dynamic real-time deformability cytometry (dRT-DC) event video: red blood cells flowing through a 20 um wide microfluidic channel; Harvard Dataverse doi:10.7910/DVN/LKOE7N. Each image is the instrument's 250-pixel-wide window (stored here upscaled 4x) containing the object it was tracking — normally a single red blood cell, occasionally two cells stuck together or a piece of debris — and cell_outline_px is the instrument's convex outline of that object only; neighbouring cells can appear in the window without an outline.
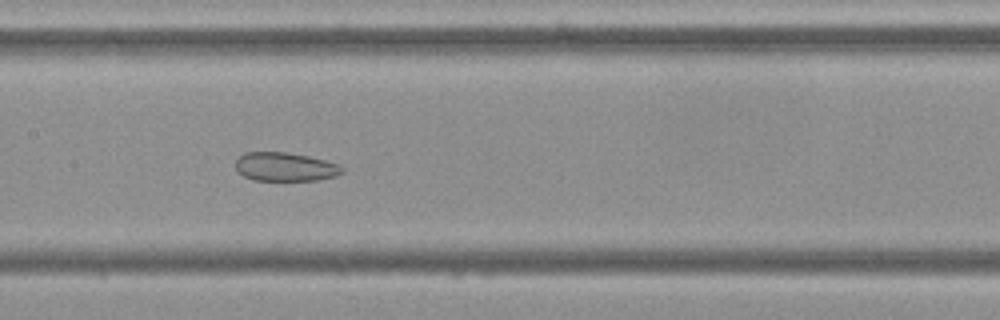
{"species": "Egyptian fruit bat (a non-hibernating species)", "species_latin": "Rousettus aegyptiacus", "temperature_condition": "cold", "stored_images_in_passage": 55, "camera_frame_rate_fps": 3000, "um_per_image_px": 0.085, "frame": {"image": 1, "passage_image": 27, "time_ms": 8.667, "image_size_px": [1000, 320], "cell_outline_px": [[344, 172], [336, 176], [316, 180], [252, 180], [244, 176], [236, 168], [236, 156], [244, 152], [284, 152], [308, 156], [324, 160], [336, 164], [344, 168]], "centroid_in_image_um": [24.21, 14.17], "position_along_channel_um": 183.2, "area_um2": 17.8}}
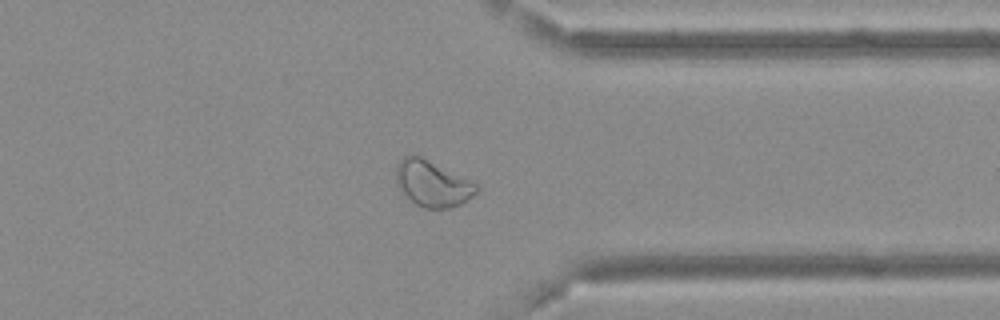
{"frame": {"image": 2, "passage_image": 43, "time_ms": 14.0, "image_size_px": [1000, 320], "cell_outline_px": [[480, 188], [468, 200], [452, 208], [424, 208], [416, 204], [404, 192], [396, 180], [396, 164], [404, 156], [420, 156], [476, 184]], "centroid_in_image_um": [36.76, 15.62], "position_along_channel_um": 374.6, "area_um2": 20.87}}
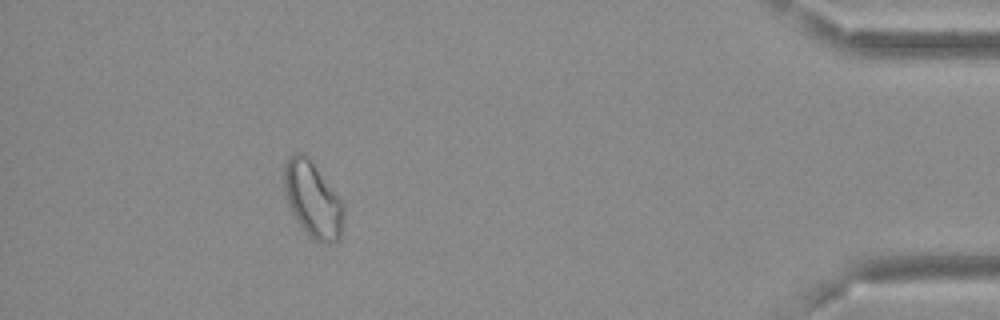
{"frame": {"image": 3, "passage_image": 50, "time_ms": 16.333, "image_size_px": [1000, 320], "cell_outline_px": [[344, 216], [340, 236], [332, 244], [324, 244], [316, 240], [300, 224], [284, 192], [284, 164], [288, 156], [296, 152], [304, 152], [336, 192], [344, 204]], "centroid_in_image_um": [26.6, 16.92], "position_along_channel_um": 408.6, "area_um2": 25.84}, "authors_computed_cell_mechanics": {"area_um2": 24.4494, "velocity_mm_per_s": 3.6647, "shape_relaxation_time_tau1_ms": null, "shape_relaxation_time_tau2_ms": 2.8531, "deformation_change_tau1": null, "deformation_change_tau2": 0.0847}}